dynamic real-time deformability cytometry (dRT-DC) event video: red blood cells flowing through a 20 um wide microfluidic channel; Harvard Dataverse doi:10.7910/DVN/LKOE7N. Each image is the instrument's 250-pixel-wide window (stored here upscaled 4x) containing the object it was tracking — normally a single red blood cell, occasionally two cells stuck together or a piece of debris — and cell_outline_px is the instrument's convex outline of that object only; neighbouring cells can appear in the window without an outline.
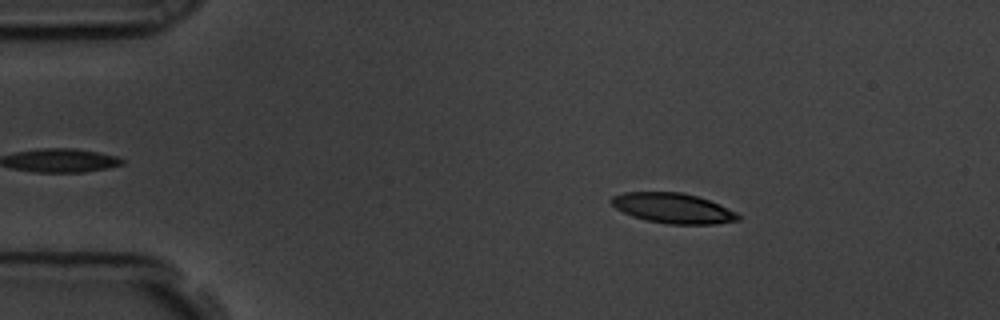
{"species": "common noctule bat (a hibernating species)", "species_latin": "Nyctalus noctula", "temperature_condition": "room temperature", "stored_images_in_passage": 48, "camera_frame_rate_fps": 3000, "um_per_image_px": 0.085, "animal": {"sex": "male", "body_mass_g": 19.5, "forearm_length_mm": 54.6}, "frame": {"image": 1, "passage_image": 9, "time_ms": 2.667, "image_size_px": [1000, 320], "cell_outline_px": [[740, 220], [712, 224], [668, 224], [648, 220], [632, 216], [616, 208], [608, 200], [612, 196], [624, 192], [680, 192], [696, 196], [720, 204], [736, 212], [740, 216]], "centroid_in_image_um": [57.19, 17.69], "position_along_channel_um": 27.8, "area_um2": 22.14}}
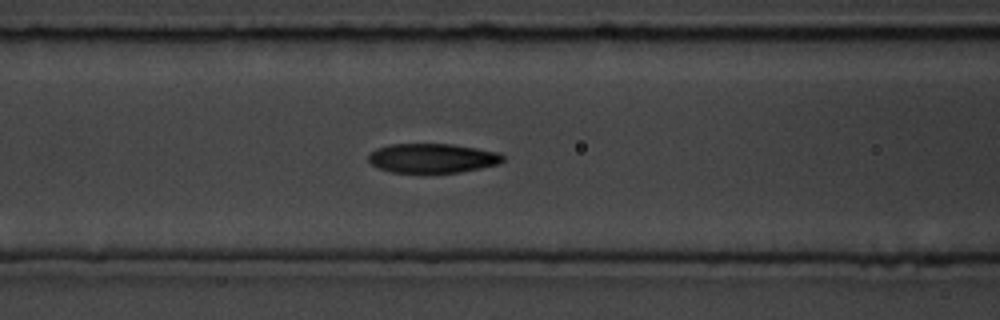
{"frame": {"image": 2, "passage_image": 23, "time_ms": 7.333, "image_size_px": [1000, 320], "cell_outline_px": [[504, 160], [500, 164], [460, 172], [424, 176], [392, 172], [380, 168], [372, 164], [368, 160], [368, 156], [376, 148], [388, 144], [452, 144], [500, 152], [504, 156]], "centroid_in_image_um": [36.76, 13.49], "position_along_channel_um": 129.8, "area_um2": 23.93}}
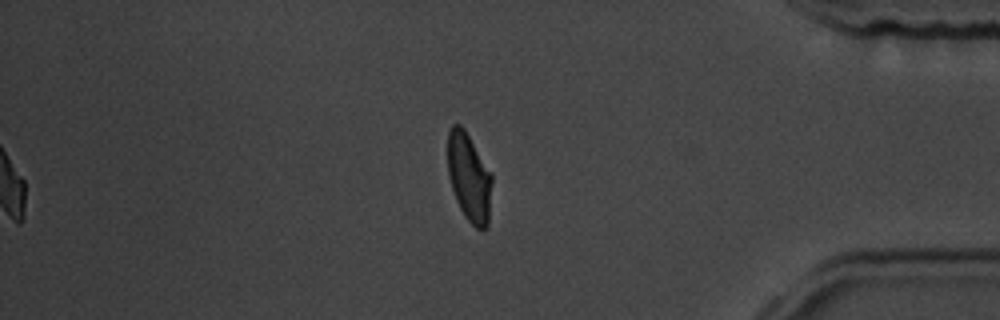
{"frame": {"image": 3, "passage_image": 48, "time_ms": 15.667, "image_size_px": [1000, 320], "cell_outline_px": [[492, 180], [488, 228], [476, 228], [464, 216], [456, 200], [448, 176], [448, 132], [452, 124], [460, 124], [464, 128], [492, 176]], "centroid_in_image_um": [39.86, 15.09], "position_along_channel_um": 395.3, "area_um2": 22.54}, "authors_computed_cell_mechanics": {"area_um2": 23.5246, "velocity_mm_per_s": 3.5459, "shape_relaxation_time_tau1_ms": 3.7204, "shape_relaxation_time_tau2_ms": 1.6498, "deformation_change_tau1": 0.1631, "deformation_change_tau2": 0.0628}}